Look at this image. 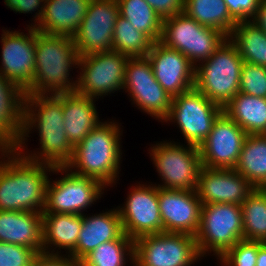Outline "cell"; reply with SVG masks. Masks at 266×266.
Masks as SVG:
<instances>
[{
    "label": "cell",
    "mask_w": 266,
    "mask_h": 266,
    "mask_svg": "<svg viewBox=\"0 0 266 266\" xmlns=\"http://www.w3.org/2000/svg\"><path fill=\"white\" fill-rule=\"evenodd\" d=\"M228 39L237 47L243 62L266 67V33L250 21L238 22Z\"/></svg>",
    "instance_id": "obj_30"
},
{
    "label": "cell",
    "mask_w": 266,
    "mask_h": 266,
    "mask_svg": "<svg viewBox=\"0 0 266 266\" xmlns=\"http://www.w3.org/2000/svg\"><path fill=\"white\" fill-rule=\"evenodd\" d=\"M121 135L116 121H101L74 147L72 160L66 167L78 175L101 182L105 187L112 186L117 178L119 180L121 171Z\"/></svg>",
    "instance_id": "obj_4"
},
{
    "label": "cell",
    "mask_w": 266,
    "mask_h": 266,
    "mask_svg": "<svg viewBox=\"0 0 266 266\" xmlns=\"http://www.w3.org/2000/svg\"><path fill=\"white\" fill-rule=\"evenodd\" d=\"M266 246V238L262 242Z\"/></svg>",
    "instance_id": "obj_44"
},
{
    "label": "cell",
    "mask_w": 266,
    "mask_h": 266,
    "mask_svg": "<svg viewBox=\"0 0 266 266\" xmlns=\"http://www.w3.org/2000/svg\"><path fill=\"white\" fill-rule=\"evenodd\" d=\"M56 172L65 175L56 181L48 180L42 214L83 215L84 210L97 202L104 193L102 190L107 188L95 179L72 172L66 166L55 167Z\"/></svg>",
    "instance_id": "obj_9"
},
{
    "label": "cell",
    "mask_w": 266,
    "mask_h": 266,
    "mask_svg": "<svg viewBox=\"0 0 266 266\" xmlns=\"http://www.w3.org/2000/svg\"><path fill=\"white\" fill-rule=\"evenodd\" d=\"M184 13L202 26L218 29L228 37L237 24L224 0H184Z\"/></svg>",
    "instance_id": "obj_29"
},
{
    "label": "cell",
    "mask_w": 266,
    "mask_h": 266,
    "mask_svg": "<svg viewBox=\"0 0 266 266\" xmlns=\"http://www.w3.org/2000/svg\"><path fill=\"white\" fill-rule=\"evenodd\" d=\"M256 266H266V246L264 244L258 248Z\"/></svg>",
    "instance_id": "obj_43"
},
{
    "label": "cell",
    "mask_w": 266,
    "mask_h": 266,
    "mask_svg": "<svg viewBox=\"0 0 266 266\" xmlns=\"http://www.w3.org/2000/svg\"><path fill=\"white\" fill-rule=\"evenodd\" d=\"M32 266H80V264L69 255L65 257L64 255L62 256V254H48L42 252L35 256Z\"/></svg>",
    "instance_id": "obj_41"
},
{
    "label": "cell",
    "mask_w": 266,
    "mask_h": 266,
    "mask_svg": "<svg viewBox=\"0 0 266 266\" xmlns=\"http://www.w3.org/2000/svg\"><path fill=\"white\" fill-rule=\"evenodd\" d=\"M134 265V240L123 233L118 239L102 243L87 254L80 266H125Z\"/></svg>",
    "instance_id": "obj_32"
},
{
    "label": "cell",
    "mask_w": 266,
    "mask_h": 266,
    "mask_svg": "<svg viewBox=\"0 0 266 266\" xmlns=\"http://www.w3.org/2000/svg\"><path fill=\"white\" fill-rule=\"evenodd\" d=\"M0 154V210L44 212L48 172L55 167L31 162L14 149Z\"/></svg>",
    "instance_id": "obj_2"
},
{
    "label": "cell",
    "mask_w": 266,
    "mask_h": 266,
    "mask_svg": "<svg viewBox=\"0 0 266 266\" xmlns=\"http://www.w3.org/2000/svg\"><path fill=\"white\" fill-rule=\"evenodd\" d=\"M91 0H45L42 18L35 29L52 35L73 37Z\"/></svg>",
    "instance_id": "obj_22"
},
{
    "label": "cell",
    "mask_w": 266,
    "mask_h": 266,
    "mask_svg": "<svg viewBox=\"0 0 266 266\" xmlns=\"http://www.w3.org/2000/svg\"><path fill=\"white\" fill-rule=\"evenodd\" d=\"M147 57L154 77L171 98L194 88L195 67L178 50L153 42Z\"/></svg>",
    "instance_id": "obj_19"
},
{
    "label": "cell",
    "mask_w": 266,
    "mask_h": 266,
    "mask_svg": "<svg viewBox=\"0 0 266 266\" xmlns=\"http://www.w3.org/2000/svg\"><path fill=\"white\" fill-rule=\"evenodd\" d=\"M119 15L153 42L160 41L163 19L145 0H117Z\"/></svg>",
    "instance_id": "obj_31"
},
{
    "label": "cell",
    "mask_w": 266,
    "mask_h": 266,
    "mask_svg": "<svg viewBox=\"0 0 266 266\" xmlns=\"http://www.w3.org/2000/svg\"><path fill=\"white\" fill-rule=\"evenodd\" d=\"M223 112L224 108L192 88L172 98L171 109L164 122L177 123L186 143L199 147Z\"/></svg>",
    "instance_id": "obj_11"
},
{
    "label": "cell",
    "mask_w": 266,
    "mask_h": 266,
    "mask_svg": "<svg viewBox=\"0 0 266 266\" xmlns=\"http://www.w3.org/2000/svg\"><path fill=\"white\" fill-rule=\"evenodd\" d=\"M255 190L235 169L205 168L199 173L196 192L202 205L232 203L241 205Z\"/></svg>",
    "instance_id": "obj_20"
},
{
    "label": "cell",
    "mask_w": 266,
    "mask_h": 266,
    "mask_svg": "<svg viewBox=\"0 0 266 266\" xmlns=\"http://www.w3.org/2000/svg\"><path fill=\"white\" fill-rule=\"evenodd\" d=\"M156 185H135L123 206L117 208L123 232L132 240L163 232Z\"/></svg>",
    "instance_id": "obj_15"
},
{
    "label": "cell",
    "mask_w": 266,
    "mask_h": 266,
    "mask_svg": "<svg viewBox=\"0 0 266 266\" xmlns=\"http://www.w3.org/2000/svg\"><path fill=\"white\" fill-rule=\"evenodd\" d=\"M243 240L266 238V188L255 190L242 202Z\"/></svg>",
    "instance_id": "obj_33"
},
{
    "label": "cell",
    "mask_w": 266,
    "mask_h": 266,
    "mask_svg": "<svg viewBox=\"0 0 266 266\" xmlns=\"http://www.w3.org/2000/svg\"><path fill=\"white\" fill-rule=\"evenodd\" d=\"M95 100L76 92L62 93L65 133L73 147L101 123Z\"/></svg>",
    "instance_id": "obj_25"
},
{
    "label": "cell",
    "mask_w": 266,
    "mask_h": 266,
    "mask_svg": "<svg viewBox=\"0 0 266 266\" xmlns=\"http://www.w3.org/2000/svg\"><path fill=\"white\" fill-rule=\"evenodd\" d=\"M4 3L6 6H8V8L16 13H32V11L34 12L37 10V12H35L36 14L34 15L35 22L34 24H31V27H36L42 18L45 0H4Z\"/></svg>",
    "instance_id": "obj_39"
},
{
    "label": "cell",
    "mask_w": 266,
    "mask_h": 266,
    "mask_svg": "<svg viewBox=\"0 0 266 266\" xmlns=\"http://www.w3.org/2000/svg\"><path fill=\"white\" fill-rule=\"evenodd\" d=\"M234 169L255 188H266V134L246 137Z\"/></svg>",
    "instance_id": "obj_28"
},
{
    "label": "cell",
    "mask_w": 266,
    "mask_h": 266,
    "mask_svg": "<svg viewBox=\"0 0 266 266\" xmlns=\"http://www.w3.org/2000/svg\"><path fill=\"white\" fill-rule=\"evenodd\" d=\"M37 254L22 245L0 242V266H32Z\"/></svg>",
    "instance_id": "obj_37"
},
{
    "label": "cell",
    "mask_w": 266,
    "mask_h": 266,
    "mask_svg": "<svg viewBox=\"0 0 266 266\" xmlns=\"http://www.w3.org/2000/svg\"><path fill=\"white\" fill-rule=\"evenodd\" d=\"M34 128L39 133L40 152L26 154L25 140ZM14 150L31 162L53 167L66 166L72 160L74 147L65 133L62 93L24 96L23 130Z\"/></svg>",
    "instance_id": "obj_1"
},
{
    "label": "cell",
    "mask_w": 266,
    "mask_h": 266,
    "mask_svg": "<svg viewBox=\"0 0 266 266\" xmlns=\"http://www.w3.org/2000/svg\"><path fill=\"white\" fill-rule=\"evenodd\" d=\"M133 104L144 113L161 120L167 118L172 98L157 82L148 57H129L123 82ZM127 90V91H126Z\"/></svg>",
    "instance_id": "obj_13"
},
{
    "label": "cell",
    "mask_w": 266,
    "mask_h": 266,
    "mask_svg": "<svg viewBox=\"0 0 266 266\" xmlns=\"http://www.w3.org/2000/svg\"><path fill=\"white\" fill-rule=\"evenodd\" d=\"M247 136L248 134L223 112L199 146L202 166L234 169Z\"/></svg>",
    "instance_id": "obj_17"
},
{
    "label": "cell",
    "mask_w": 266,
    "mask_h": 266,
    "mask_svg": "<svg viewBox=\"0 0 266 266\" xmlns=\"http://www.w3.org/2000/svg\"><path fill=\"white\" fill-rule=\"evenodd\" d=\"M227 39L222 31L202 26L185 13H180L163 19L159 42L181 52L196 67L213 55Z\"/></svg>",
    "instance_id": "obj_6"
},
{
    "label": "cell",
    "mask_w": 266,
    "mask_h": 266,
    "mask_svg": "<svg viewBox=\"0 0 266 266\" xmlns=\"http://www.w3.org/2000/svg\"><path fill=\"white\" fill-rule=\"evenodd\" d=\"M201 257L213 251L217 259L243 240L242 207L232 203L204 204L195 236Z\"/></svg>",
    "instance_id": "obj_7"
},
{
    "label": "cell",
    "mask_w": 266,
    "mask_h": 266,
    "mask_svg": "<svg viewBox=\"0 0 266 266\" xmlns=\"http://www.w3.org/2000/svg\"><path fill=\"white\" fill-rule=\"evenodd\" d=\"M162 19L184 13V0H145Z\"/></svg>",
    "instance_id": "obj_40"
},
{
    "label": "cell",
    "mask_w": 266,
    "mask_h": 266,
    "mask_svg": "<svg viewBox=\"0 0 266 266\" xmlns=\"http://www.w3.org/2000/svg\"><path fill=\"white\" fill-rule=\"evenodd\" d=\"M187 146L171 140L151 145L150 157L163 181L162 185H157L158 188L196 190L203 167L200 150L196 146Z\"/></svg>",
    "instance_id": "obj_8"
},
{
    "label": "cell",
    "mask_w": 266,
    "mask_h": 266,
    "mask_svg": "<svg viewBox=\"0 0 266 266\" xmlns=\"http://www.w3.org/2000/svg\"><path fill=\"white\" fill-rule=\"evenodd\" d=\"M194 236L160 232L134 240L133 266H191L200 260Z\"/></svg>",
    "instance_id": "obj_10"
},
{
    "label": "cell",
    "mask_w": 266,
    "mask_h": 266,
    "mask_svg": "<svg viewBox=\"0 0 266 266\" xmlns=\"http://www.w3.org/2000/svg\"><path fill=\"white\" fill-rule=\"evenodd\" d=\"M24 92L0 74V148L14 149L23 130Z\"/></svg>",
    "instance_id": "obj_24"
},
{
    "label": "cell",
    "mask_w": 266,
    "mask_h": 266,
    "mask_svg": "<svg viewBox=\"0 0 266 266\" xmlns=\"http://www.w3.org/2000/svg\"><path fill=\"white\" fill-rule=\"evenodd\" d=\"M256 27L261 28L266 33V0H261L254 16L250 19Z\"/></svg>",
    "instance_id": "obj_42"
},
{
    "label": "cell",
    "mask_w": 266,
    "mask_h": 266,
    "mask_svg": "<svg viewBox=\"0 0 266 266\" xmlns=\"http://www.w3.org/2000/svg\"><path fill=\"white\" fill-rule=\"evenodd\" d=\"M224 112L248 135L266 134V98L239 92Z\"/></svg>",
    "instance_id": "obj_27"
},
{
    "label": "cell",
    "mask_w": 266,
    "mask_h": 266,
    "mask_svg": "<svg viewBox=\"0 0 266 266\" xmlns=\"http://www.w3.org/2000/svg\"><path fill=\"white\" fill-rule=\"evenodd\" d=\"M261 241L240 240L218 259L223 266H256Z\"/></svg>",
    "instance_id": "obj_35"
},
{
    "label": "cell",
    "mask_w": 266,
    "mask_h": 266,
    "mask_svg": "<svg viewBox=\"0 0 266 266\" xmlns=\"http://www.w3.org/2000/svg\"><path fill=\"white\" fill-rule=\"evenodd\" d=\"M129 57L116 52L80 56L76 93L98 99L123 89L125 67Z\"/></svg>",
    "instance_id": "obj_12"
},
{
    "label": "cell",
    "mask_w": 266,
    "mask_h": 266,
    "mask_svg": "<svg viewBox=\"0 0 266 266\" xmlns=\"http://www.w3.org/2000/svg\"><path fill=\"white\" fill-rule=\"evenodd\" d=\"M28 34L2 30L0 74L25 92L35 72V27L28 25Z\"/></svg>",
    "instance_id": "obj_16"
},
{
    "label": "cell",
    "mask_w": 266,
    "mask_h": 266,
    "mask_svg": "<svg viewBox=\"0 0 266 266\" xmlns=\"http://www.w3.org/2000/svg\"><path fill=\"white\" fill-rule=\"evenodd\" d=\"M153 41L138 31L129 20L118 16L113 31V51L127 57H146Z\"/></svg>",
    "instance_id": "obj_34"
},
{
    "label": "cell",
    "mask_w": 266,
    "mask_h": 266,
    "mask_svg": "<svg viewBox=\"0 0 266 266\" xmlns=\"http://www.w3.org/2000/svg\"><path fill=\"white\" fill-rule=\"evenodd\" d=\"M239 92L266 98V67L243 62Z\"/></svg>",
    "instance_id": "obj_36"
},
{
    "label": "cell",
    "mask_w": 266,
    "mask_h": 266,
    "mask_svg": "<svg viewBox=\"0 0 266 266\" xmlns=\"http://www.w3.org/2000/svg\"><path fill=\"white\" fill-rule=\"evenodd\" d=\"M0 242L22 245L42 253V213L0 210Z\"/></svg>",
    "instance_id": "obj_23"
},
{
    "label": "cell",
    "mask_w": 266,
    "mask_h": 266,
    "mask_svg": "<svg viewBox=\"0 0 266 266\" xmlns=\"http://www.w3.org/2000/svg\"><path fill=\"white\" fill-rule=\"evenodd\" d=\"M230 16L238 23L250 21L261 0H224Z\"/></svg>",
    "instance_id": "obj_38"
},
{
    "label": "cell",
    "mask_w": 266,
    "mask_h": 266,
    "mask_svg": "<svg viewBox=\"0 0 266 266\" xmlns=\"http://www.w3.org/2000/svg\"><path fill=\"white\" fill-rule=\"evenodd\" d=\"M81 227V214H42L43 252L61 254L58 249H63L70 255L76 248Z\"/></svg>",
    "instance_id": "obj_26"
},
{
    "label": "cell",
    "mask_w": 266,
    "mask_h": 266,
    "mask_svg": "<svg viewBox=\"0 0 266 266\" xmlns=\"http://www.w3.org/2000/svg\"><path fill=\"white\" fill-rule=\"evenodd\" d=\"M119 16L117 0H91L73 36L79 56L113 50V31Z\"/></svg>",
    "instance_id": "obj_14"
},
{
    "label": "cell",
    "mask_w": 266,
    "mask_h": 266,
    "mask_svg": "<svg viewBox=\"0 0 266 266\" xmlns=\"http://www.w3.org/2000/svg\"><path fill=\"white\" fill-rule=\"evenodd\" d=\"M121 218L117 208L92 216L82 215V227L75 250L69 255L80 262L97 246L115 239L123 234Z\"/></svg>",
    "instance_id": "obj_21"
},
{
    "label": "cell",
    "mask_w": 266,
    "mask_h": 266,
    "mask_svg": "<svg viewBox=\"0 0 266 266\" xmlns=\"http://www.w3.org/2000/svg\"><path fill=\"white\" fill-rule=\"evenodd\" d=\"M243 59L237 47L227 39L194 72V88L224 108L239 93Z\"/></svg>",
    "instance_id": "obj_5"
},
{
    "label": "cell",
    "mask_w": 266,
    "mask_h": 266,
    "mask_svg": "<svg viewBox=\"0 0 266 266\" xmlns=\"http://www.w3.org/2000/svg\"><path fill=\"white\" fill-rule=\"evenodd\" d=\"M35 59L32 84L25 95L76 92L77 78L69 77L71 67L78 66L80 59L73 37L35 29Z\"/></svg>",
    "instance_id": "obj_3"
},
{
    "label": "cell",
    "mask_w": 266,
    "mask_h": 266,
    "mask_svg": "<svg viewBox=\"0 0 266 266\" xmlns=\"http://www.w3.org/2000/svg\"><path fill=\"white\" fill-rule=\"evenodd\" d=\"M158 201L163 232L196 236L202 209L196 190L158 188Z\"/></svg>",
    "instance_id": "obj_18"
}]
</instances>
